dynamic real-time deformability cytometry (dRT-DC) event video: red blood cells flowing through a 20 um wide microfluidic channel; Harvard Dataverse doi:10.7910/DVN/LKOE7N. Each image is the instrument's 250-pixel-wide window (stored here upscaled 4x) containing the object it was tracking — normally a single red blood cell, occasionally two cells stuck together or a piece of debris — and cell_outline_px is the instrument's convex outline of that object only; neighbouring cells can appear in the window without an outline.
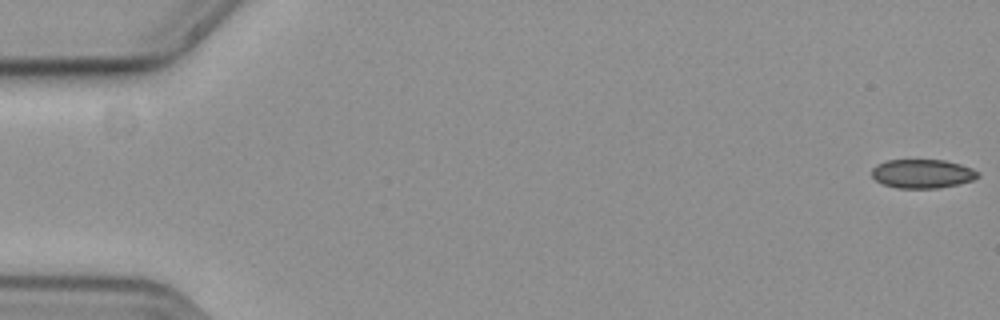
{"species": "common noctule bat (a hibernating species)", "species_latin": "Nyctalus noctula", "temperature_condition": "cold", "stored_images_in_passage": 8, "camera_frame_rate_fps": 3000, "um_per_image_px": 0.085, "animal": {"sex": "female", "body_mass_g": 19.3, "forearm_length_mm": 54.1}, "frame": {"image": 1, "passage_image": 1, "time_ms": 0.0, "image_size_px": [1000, 320], "cell_outline_px": [[980, 176], [972, 180], [956, 184], [936, 188], [896, 188], [884, 184], [876, 180], [872, 176], [872, 168], [876, 164], [888, 160], [944, 160], [960, 164], [972, 168]], "centroid_in_image_um": [78.37, 14.76], "position_along_channel_um": 6.6, "area_um2": 17.69}}